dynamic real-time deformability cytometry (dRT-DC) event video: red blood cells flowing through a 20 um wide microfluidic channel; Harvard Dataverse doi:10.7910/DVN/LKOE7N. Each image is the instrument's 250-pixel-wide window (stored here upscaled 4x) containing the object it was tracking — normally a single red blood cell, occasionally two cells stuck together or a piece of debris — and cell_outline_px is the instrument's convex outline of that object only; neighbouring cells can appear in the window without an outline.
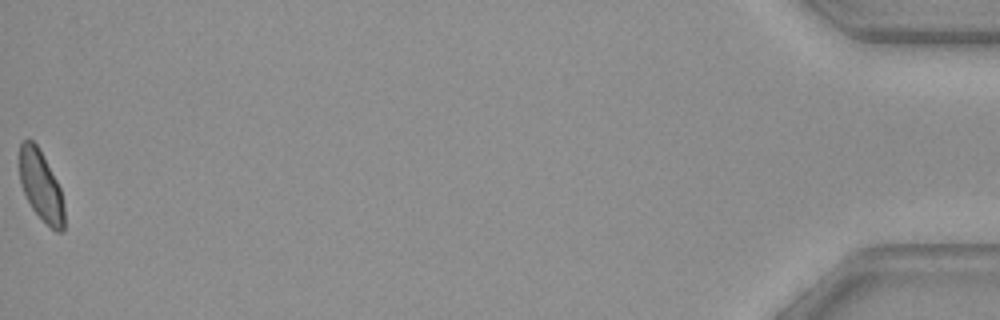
{"species": "common noctule bat (a hibernating species)", "species_latin": "Nyctalus noctula", "temperature_condition": "warm", "stored_images_in_passage": 45, "camera_frame_rate_fps": 3000, "um_per_image_px": 0.085, "animal": {"sex": "female", "body_mass_g": 29.2, "forearm_length_mm": 56.3}, "frame": {"image": 1, "passage_image": 45, "time_ms": 14.667, "image_size_px": [1000, 320], "cell_outline_px": [[64, 232], [56, 232], [32, 208], [20, 184], [20, 144], [24, 140], [32, 140], [36, 144], [56, 180], [60, 188], [64, 204]], "centroid_in_image_um": [3.49, 15.83], "position_along_channel_um": 431.7, "area_um2": 17.86}}